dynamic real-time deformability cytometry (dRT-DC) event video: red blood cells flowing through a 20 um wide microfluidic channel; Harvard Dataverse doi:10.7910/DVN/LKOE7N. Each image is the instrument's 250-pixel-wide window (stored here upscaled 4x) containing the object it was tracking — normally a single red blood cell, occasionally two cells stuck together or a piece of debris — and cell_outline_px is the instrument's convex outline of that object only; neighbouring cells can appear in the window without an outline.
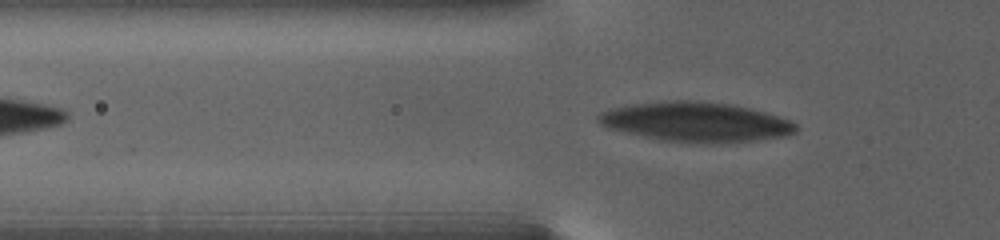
{"species": "human", "species_latin": "Homo sapiens", "temperature_condition": "warm", "stored_images_in_passage": 38, "camera_frame_rate_fps": 3000, "um_per_image_px": 0.085, "donor": {"sex": "female"}, "frame": {"image": 1, "passage_image": 2, "time_ms": 0.333, "image_size_px": [1000, 240], "cell_outline_px": [[800, 128], [796, 132], [788, 136], [724, 144], [696, 144], [660, 140], [624, 132], [608, 128], [600, 124], [596, 120], [596, 116], [600, 112], [612, 108], [632, 104], [664, 100], [700, 100], [732, 104], [764, 112], [788, 120], [796, 124]], "centroid_in_image_um": [59.15, 10.38], "position_along_channel_um": 66.7, "area_um2": 46.41}}
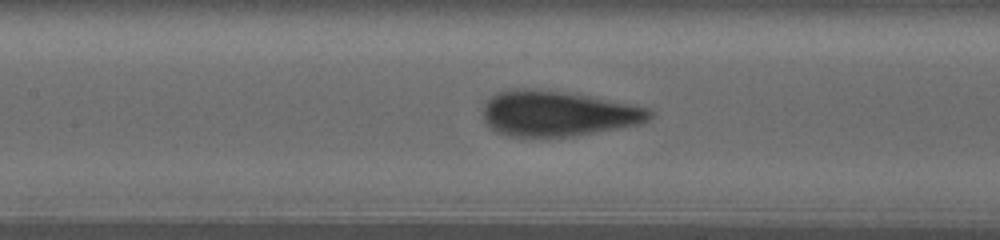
{"frame": {"image": 2, "passage_image": 13, "time_ms": 4.0, "image_size_px": [1000, 240], "cell_outline_px": [[652, 116], [644, 124], [576, 136], [508, 136], [496, 132], [484, 124], [484, 104], [496, 92], [512, 88], [524, 88], [560, 92], [592, 96], [648, 108], [652, 112]], "centroid_in_image_um": [47.41, 9.66], "position_along_channel_um": 160.0, "area_um2": 44.22}}
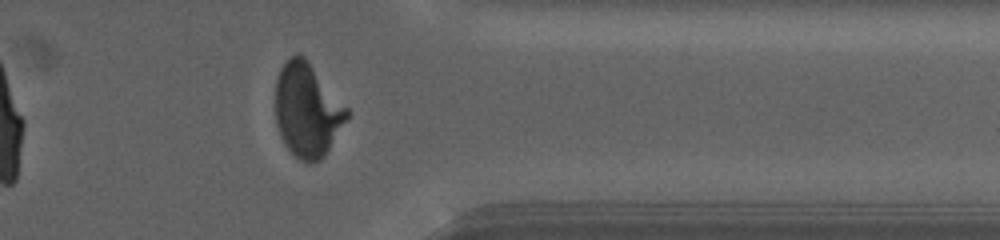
{"frame": {"image": 3, "passage_image": 31, "time_ms": 12.667, "image_size_px": [1000, 240], "cell_outline_px": [[348, 116], [324, 156], [320, 160], [308, 164], [300, 160], [284, 144], [280, 136], [276, 124], [276, 80], [280, 68], [292, 56], [300, 52], [308, 60], [348, 108]], "centroid_in_image_um": [26.1, 9.35], "position_along_channel_um": 385.3, "area_um2": 38.78}, "authors_computed_cell_mechanics": {"area_um2": 42.4252, "velocity_mm_per_s": 2.6766, "shape_relaxation_time_tau1_ms": 6.4074, "shape_relaxation_time_tau2_ms": null, "deformation_change_tau1": 0.2359, "deformation_change_tau2": null}}